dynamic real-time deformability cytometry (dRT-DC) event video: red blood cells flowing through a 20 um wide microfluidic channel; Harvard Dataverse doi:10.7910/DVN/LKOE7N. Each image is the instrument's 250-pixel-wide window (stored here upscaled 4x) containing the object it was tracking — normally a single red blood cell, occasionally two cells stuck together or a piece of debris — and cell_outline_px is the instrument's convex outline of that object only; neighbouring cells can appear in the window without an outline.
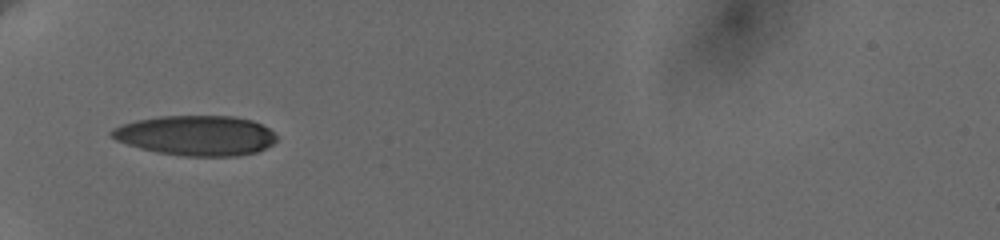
{"species": "human", "species_latin": "Homo sapiens", "temperature_condition": "cold", "stored_images_in_passage": 7, "camera_frame_rate_fps": 3000, "um_per_image_px": 0.085, "donor": {"sex": "female"}, "frame": {"image": 1, "passage_image": 6, "time_ms": 5.0, "image_size_px": [1000, 240], "cell_outline_px": [[276, 140], [272, 144], [256, 152], [236, 156], [184, 156], [156, 152], [140, 148], [116, 140], [108, 136], [108, 132], [112, 128], [120, 124], [136, 120], [160, 116], [236, 116], [252, 120], [268, 128], [276, 136]], "centroid_in_image_um": [16.61, 11.51], "position_along_channel_um": 68.4, "area_um2": 38.61}}